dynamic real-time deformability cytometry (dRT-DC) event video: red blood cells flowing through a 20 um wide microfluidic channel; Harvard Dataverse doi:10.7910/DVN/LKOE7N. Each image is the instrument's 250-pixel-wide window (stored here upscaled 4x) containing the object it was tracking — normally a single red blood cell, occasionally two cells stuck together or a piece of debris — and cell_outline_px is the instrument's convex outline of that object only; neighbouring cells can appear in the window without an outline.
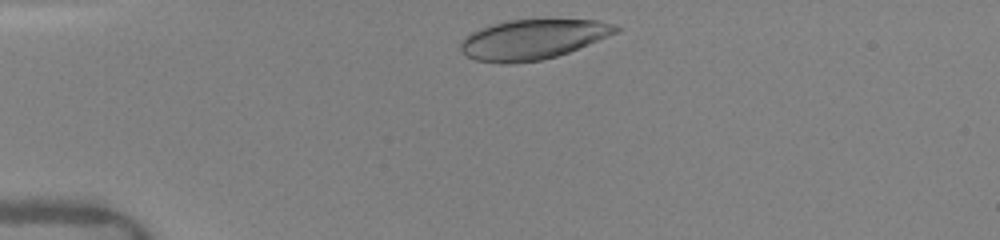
{"species": "human", "species_latin": "Homo sapiens", "temperature_condition": "warm", "stored_images_in_passage": 6, "camera_frame_rate_fps": 3000, "um_per_image_px": 0.085, "donor": {"sex": "female"}, "frame": {"image": 1, "passage_image": 2, "time_ms": 0.333, "image_size_px": [1000, 240], "cell_outline_px": [[624, 28], [620, 32], [568, 52], [556, 56], [540, 60], [512, 64], [500, 64], [476, 60], [468, 56], [460, 48], [460, 44], [464, 36], [472, 32], [492, 24], [508, 20], [596, 20], [616, 24]], "centroid_in_image_um": [45.32, 3.35], "position_along_channel_um": 39.7, "area_um2": 36.13}}
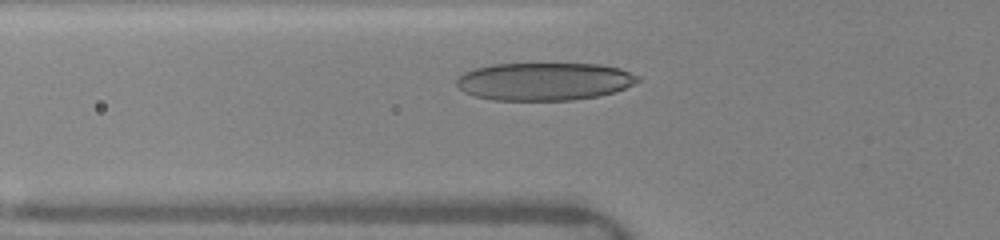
{"frame": {"image": 2, "passage_image": 6, "time_ms": 2.333, "image_size_px": [1000, 240], "cell_outline_px": [[640, 80], [624, 88], [600, 96], [572, 100], [492, 100], [476, 96], [464, 92], [456, 84], [456, 80], [464, 72], [476, 68], [492, 64], [600, 64], [620, 68], [640, 76]], "centroid_in_image_um": [46.27, 6.92], "position_along_channel_um": 79.5, "area_um2": 39.88}}